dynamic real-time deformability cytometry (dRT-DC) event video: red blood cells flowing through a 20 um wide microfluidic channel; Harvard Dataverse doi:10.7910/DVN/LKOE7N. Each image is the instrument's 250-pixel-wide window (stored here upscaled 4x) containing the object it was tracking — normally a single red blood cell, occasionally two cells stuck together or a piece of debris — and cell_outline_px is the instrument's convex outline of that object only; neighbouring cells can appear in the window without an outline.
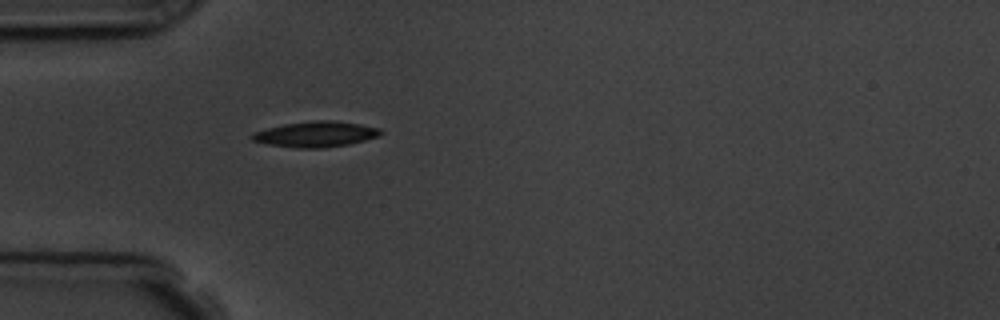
{"species": "common noctule bat (a hibernating species)", "species_latin": "Nyctalus noctula", "temperature_condition": "room temperature", "stored_images_in_passage": 1, "camera_frame_rate_fps": 3000, "um_per_image_px": 0.085, "animal": {"sex": "male", "body_mass_g": 19.5, "forearm_length_mm": 54.6}, "frame": {"image": 1, "passage_image": 1, "time_ms": 0.0, "image_size_px": [1000, 320], "cell_outline_px": [[384, 132], [380, 136], [348, 144], [324, 148], [296, 148], [268, 144], [252, 140], [252, 132], [284, 124], [312, 120], [332, 120], [360, 124], [380, 128]], "centroid_in_image_um": [26.87, 11.4], "position_along_channel_um": 58.1, "area_um2": 19.19}}